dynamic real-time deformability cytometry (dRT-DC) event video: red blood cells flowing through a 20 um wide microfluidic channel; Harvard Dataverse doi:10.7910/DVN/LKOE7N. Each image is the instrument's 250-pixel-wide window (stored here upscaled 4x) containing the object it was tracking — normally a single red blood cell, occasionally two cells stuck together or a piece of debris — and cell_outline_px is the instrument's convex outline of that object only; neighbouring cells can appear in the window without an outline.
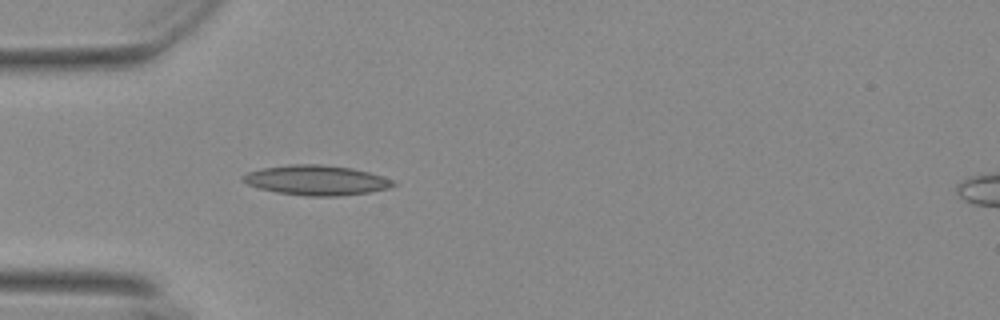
{"species": "Egyptian fruit bat (a non-hibernating species)", "species_latin": "Rousettus aegyptiacus", "temperature_condition": "warm", "stored_images_in_passage": 24, "camera_frame_rate_fps": 3000, "um_per_image_px": 0.085, "animal": {"sex": "female"}, "frame": {"image": 1, "passage_image": 4, "time_ms": 1.0, "image_size_px": [1000, 320], "cell_outline_px": [[396, 184], [388, 188], [368, 192], [336, 196], [308, 196], [276, 192], [260, 188], [248, 184], [240, 180], [240, 176], [248, 172], [264, 168], [288, 164], [320, 164], [352, 168], [384, 176], [392, 180]], "centroid_in_image_um": [26.87, 15.31], "position_along_channel_um": 58.1, "area_um2": 26.07}}